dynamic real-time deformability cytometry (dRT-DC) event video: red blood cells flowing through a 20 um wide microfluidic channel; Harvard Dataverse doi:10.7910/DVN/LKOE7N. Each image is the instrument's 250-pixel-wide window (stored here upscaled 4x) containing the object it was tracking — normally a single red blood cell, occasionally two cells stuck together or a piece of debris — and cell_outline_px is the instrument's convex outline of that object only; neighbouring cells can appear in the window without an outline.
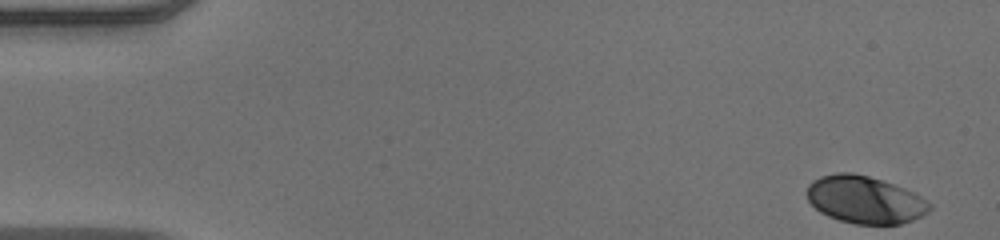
{"species": "human", "species_latin": "Homo sapiens", "temperature_condition": "warm", "stored_images_in_passage": 51, "camera_frame_rate_fps": 3000, "um_per_image_px": 0.085, "donor": {"sex": "male"}, "frame": {"image": 1, "passage_image": 1, "time_ms": 0.0, "image_size_px": [1000, 240], "cell_outline_px": [[932, 208], [928, 212], [912, 220], [900, 224], [856, 224], [840, 220], [828, 216], [820, 212], [808, 200], [808, 184], [812, 180], [820, 176], [836, 172], [852, 172], [868, 176], [904, 188], [920, 196], [932, 204]], "centroid_in_image_um": [73.51, 16.97], "position_along_channel_um": 11.5, "area_um2": 33.76}}
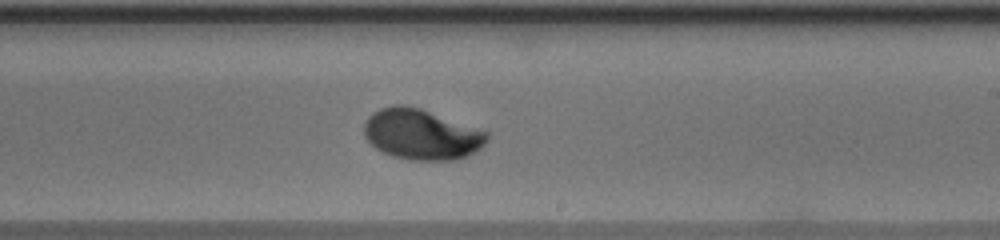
{"frame": {"image": 2, "passage_image": 30, "time_ms": 9.667, "image_size_px": [1000, 240], "cell_outline_px": [[488, 136], [484, 144], [480, 148], [464, 156], [452, 160], [412, 160], [396, 156], [384, 152], [376, 148], [364, 136], [364, 124], [368, 116], [372, 112], [380, 108], [392, 104], [404, 104], [420, 108], [488, 132]], "centroid_in_image_um": [35.78, 11.4], "position_along_channel_um": 253.2, "area_um2": 35.84}}
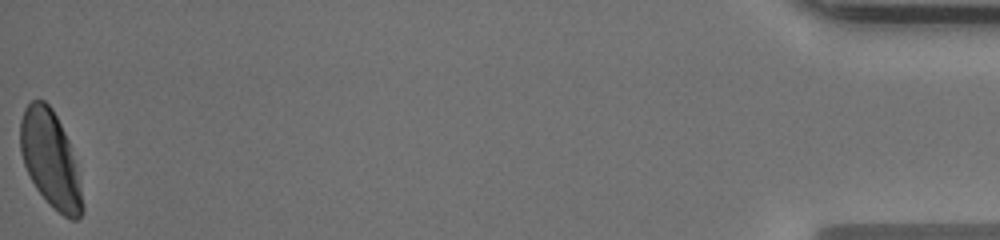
{"frame": {"image": 3, "passage_image": 51, "time_ms": 16.667, "image_size_px": [1000, 240], "cell_outline_px": [[84, 208], [80, 216], [76, 220], [72, 220], [64, 216], [36, 188], [24, 164], [20, 152], [20, 120], [24, 108], [32, 100], [44, 100], [52, 108], [68, 140], [76, 172]], "centroid_in_image_um": [4.24, 13.49], "position_along_channel_um": 431.0, "area_um2": 33.76}, "authors_computed_cell_mechanics": {"area_um2": 34.2754, "velocity_mm_per_s": 3.928, "shape_relaxation_time_tau1_ms": 2.6376, "shape_relaxation_time_tau2_ms": null, "deformation_change_tau1": 0.1429, "deformation_change_tau2": null}}